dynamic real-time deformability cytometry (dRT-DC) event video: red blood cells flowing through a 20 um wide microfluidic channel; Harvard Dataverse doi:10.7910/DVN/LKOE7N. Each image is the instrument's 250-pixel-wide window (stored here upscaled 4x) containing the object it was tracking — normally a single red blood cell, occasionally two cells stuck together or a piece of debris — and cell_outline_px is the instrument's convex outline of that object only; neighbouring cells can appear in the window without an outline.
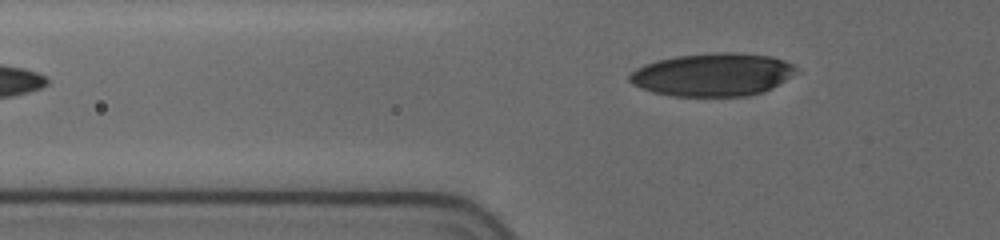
{"species": "human", "species_latin": "Homo sapiens", "temperature_condition": "cold", "stored_images_in_passage": 9, "camera_frame_rate_fps": 3000, "um_per_image_px": 0.085, "donor": {"sex": "female"}, "frame": {"image": 1, "passage_image": 9, "time_ms": 7.667, "image_size_px": [1000, 240], "cell_outline_px": [[800, 72], [760, 92], [744, 96], [672, 96], [652, 92], [640, 88], [632, 84], [628, 80], [628, 76], [636, 68], [644, 64], [656, 60], [676, 56], [720, 52], [740, 52], [768, 56], [784, 60], [800, 68]], "centroid_in_image_um": [60.55, 6.33], "position_along_channel_um": 65.2, "area_um2": 41.79}}